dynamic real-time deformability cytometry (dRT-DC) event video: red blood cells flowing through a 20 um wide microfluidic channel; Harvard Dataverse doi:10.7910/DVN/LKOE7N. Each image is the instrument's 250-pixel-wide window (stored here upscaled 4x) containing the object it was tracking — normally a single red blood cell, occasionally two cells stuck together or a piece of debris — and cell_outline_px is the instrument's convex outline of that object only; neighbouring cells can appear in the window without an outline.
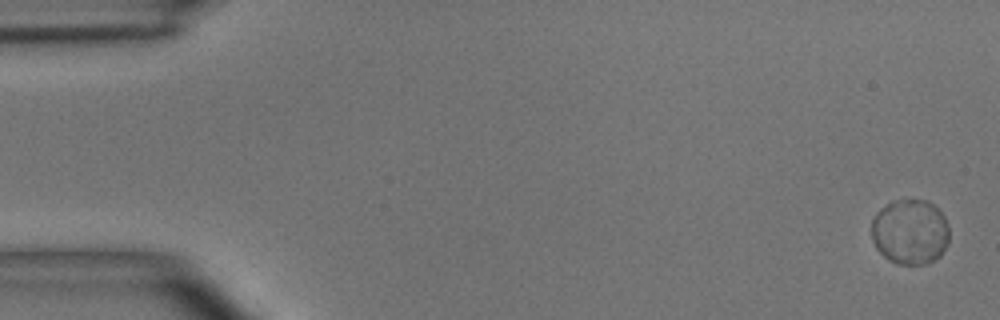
{"species": "common noctule bat (a hibernating species)", "species_latin": "Nyctalus noctula", "temperature_condition": "room temperature", "stored_images_in_passage": 6, "segment_of_instrument_passage": [2, 2], "camera_frame_rate_fps": 3000, "um_per_image_px": 0.085, "animal": {"sex": "male", "body_mass_g": 15.6}, "frame": {"image": 1, "passage_image": 6, "time_ms": 6.667, "image_size_px": [1000, 320], "cell_outline_px": [[948, 240], [940, 256], [936, 260], [924, 264], [896, 264], [888, 260], [876, 248], [872, 240], [872, 216], [880, 208], [892, 200], [928, 200], [944, 216], [948, 224]], "centroid_in_image_um": [77.33, 19.7], "position_along_channel_um": 7.7, "area_um2": 29.77}}